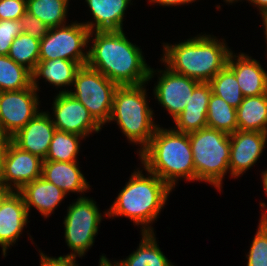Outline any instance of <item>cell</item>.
<instances>
[{
  "mask_svg": "<svg viewBox=\"0 0 267 266\" xmlns=\"http://www.w3.org/2000/svg\"><path fill=\"white\" fill-rule=\"evenodd\" d=\"M95 33V37H92ZM87 66L102 73L118 86L146 84L155 75L142 50L131 43L123 30L92 31Z\"/></svg>",
  "mask_w": 267,
  "mask_h": 266,
  "instance_id": "6da1fadb",
  "label": "cell"
},
{
  "mask_svg": "<svg viewBox=\"0 0 267 266\" xmlns=\"http://www.w3.org/2000/svg\"><path fill=\"white\" fill-rule=\"evenodd\" d=\"M158 127L139 153L145 171L157 175L172 189L180 178L196 180L189 134Z\"/></svg>",
  "mask_w": 267,
  "mask_h": 266,
  "instance_id": "7a4b0ae2",
  "label": "cell"
},
{
  "mask_svg": "<svg viewBox=\"0 0 267 266\" xmlns=\"http://www.w3.org/2000/svg\"><path fill=\"white\" fill-rule=\"evenodd\" d=\"M142 170H134L129 181L123 187L104 216L127 217L135 225H141V233H154L151 223L157 219L165 207L172 188L157 175ZM150 225V226H148Z\"/></svg>",
  "mask_w": 267,
  "mask_h": 266,
  "instance_id": "3957f363",
  "label": "cell"
},
{
  "mask_svg": "<svg viewBox=\"0 0 267 266\" xmlns=\"http://www.w3.org/2000/svg\"><path fill=\"white\" fill-rule=\"evenodd\" d=\"M223 40L204 34L175 45L166 43L160 61L175 73L199 82H209L227 65L232 51Z\"/></svg>",
  "mask_w": 267,
  "mask_h": 266,
  "instance_id": "277c9868",
  "label": "cell"
},
{
  "mask_svg": "<svg viewBox=\"0 0 267 266\" xmlns=\"http://www.w3.org/2000/svg\"><path fill=\"white\" fill-rule=\"evenodd\" d=\"M146 93L145 84L118 86L108 121H116L128 141L141 145L139 153L151 141L158 127L153 119V110L148 106Z\"/></svg>",
  "mask_w": 267,
  "mask_h": 266,
  "instance_id": "5b68a950",
  "label": "cell"
},
{
  "mask_svg": "<svg viewBox=\"0 0 267 266\" xmlns=\"http://www.w3.org/2000/svg\"><path fill=\"white\" fill-rule=\"evenodd\" d=\"M188 134L196 181H205L221 191L222 180L230 172V134L208 127Z\"/></svg>",
  "mask_w": 267,
  "mask_h": 266,
  "instance_id": "8992f818",
  "label": "cell"
},
{
  "mask_svg": "<svg viewBox=\"0 0 267 266\" xmlns=\"http://www.w3.org/2000/svg\"><path fill=\"white\" fill-rule=\"evenodd\" d=\"M73 85L74 92L66 89L59 92H69L87 108L101 126L108 123L114 92L118 85L87 65L81 66L76 72Z\"/></svg>",
  "mask_w": 267,
  "mask_h": 266,
  "instance_id": "52a82bcc",
  "label": "cell"
},
{
  "mask_svg": "<svg viewBox=\"0 0 267 266\" xmlns=\"http://www.w3.org/2000/svg\"><path fill=\"white\" fill-rule=\"evenodd\" d=\"M102 216L96 202L88 197L80 196L69 205L63 223L64 236L68 248L73 252L66 257H82L93 246Z\"/></svg>",
  "mask_w": 267,
  "mask_h": 266,
  "instance_id": "ba28073f",
  "label": "cell"
},
{
  "mask_svg": "<svg viewBox=\"0 0 267 266\" xmlns=\"http://www.w3.org/2000/svg\"><path fill=\"white\" fill-rule=\"evenodd\" d=\"M89 35V29L83 23L76 21L69 25L50 28L40 40L39 60L58 58L85 66L88 61V51L83 52V48H87L90 44Z\"/></svg>",
  "mask_w": 267,
  "mask_h": 266,
  "instance_id": "9c48e42d",
  "label": "cell"
},
{
  "mask_svg": "<svg viewBox=\"0 0 267 266\" xmlns=\"http://www.w3.org/2000/svg\"><path fill=\"white\" fill-rule=\"evenodd\" d=\"M37 89L31 84L18 91L0 92V133L12 137L40 110Z\"/></svg>",
  "mask_w": 267,
  "mask_h": 266,
  "instance_id": "30bf717a",
  "label": "cell"
},
{
  "mask_svg": "<svg viewBox=\"0 0 267 266\" xmlns=\"http://www.w3.org/2000/svg\"><path fill=\"white\" fill-rule=\"evenodd\" d=\"M52 122L57 130L87 137L91 132H100L101 125L87 108L69 92H59L53 102Z\"/></svg>",
  "mask_w": 267,
  "mask_h": 266,
  "instance_id": "8fae6325",
  "label": "cell"
},
{
  "mask_svg": "<svg viewBox=\"0 0 267 266\" xmlns=\"http://www.w3.org/2000/svg\"><path fill=\"white\" fill-rule=\"evenodd\" d=\"M42 166L41 158L9 141L3 160L2 185L7 191H20L26 184L41 177Z\"/></svg>",
  "mask_w": 267,
  "mask_h": 266,
  "instance_id": "7c38bea8",
  "label": "cell"
},
{
  "mask_svg": "<svg viewBox=\"0 0 267 266\" xmlns=\"http://www.w3.org/2000/svg\"><path fill=\"white\" fill-rule=\"evenodd\" d=\"M157 72L160 73V77H158V82L153 89L155 99L174 119L185 109L199 81L175 73L167 66L165 70H158Z\"/></svg>",
  "mask_w": 267,
  "mask_h": 266,
  "instance_id": "4fadbf2b",
  "label": "cell"
},
{
  "mask_svg": "<svg viewBox=\"0 0 267 266\" xmlns=\"http://www.w3.org/2000/svg\"><path fill=\"white\" fill-rule=\"evenodd\" d=\"M267 143V133L237 130L230 134L231 177H240L249 170L262 155Z\"/></svg>",
  "mask_w": 267,
  "mask_h": 266,
  "instance_id": "5bb4252c",
  "label": "cell"
},
{
  "mask_svg": "<svg viewBox=\"0 0 267 266\" xmlns=\"http://www.w3.org/2000/svg\"><path fill=\"white\" fill-rule=\"evenodd\" d=\"M28 211L19 191H6L0 198V246L3 257L18 240L28 221Z\"/></svg>",
  "mask_w": 267,
  "mask_h": 266,
  "instance_id": "9a60e30c",
  "label": "cell"
},
{
  "mask_svg": "<svg viewBox=\"0 0 267 266\" xmlns=\"http://www.w3.org/2000/svg\"><path fill=\"white\" fill-rule=\"evenodd\" d=\"M56 128L49 112H39L10 141L23 151L45 160Z\"/></svg>",
  "mask_w": 267,
  "mask_h": 266,
  "instance_id": "2e32d148",
  "label": "cell"
},
{
  "mask_svg": "<svg viewBox=\"0 0 267 266\" xmlns=\"http://www.w3.org/2000/svg\"><path fill=\"white\" fill-rule=\"evenodd\" d=\"M226 66L235 74L244 97L267 94V71L259 61L244 53L233 55L231 51Z\"/></svg>",
  "mask_w": 267,
  "mask_h": 266,
  "instance_id": "e0dca14e",
  "label": "cell"
},
{
  "mask_svg": "<svg viewBox=\"0 0 267 266\" xmlns=\"http://www.w3.org/2000/svg\"><path fill=\"white\" fill-rule=\"evenodd\" d=\"M212 95L209 82H199L190 96L185 109L173 121L174 130L190 133L207 127L208 104Z\"/></svg>",
  "mask_w": 267,
  "mask_h": 266,
  "instance_id": "ac0fdd59",
  "label": "cell"
},
{
  "mask_svg": "<svg viewBox=\"0 0 267 266\" xmlns=\"http://www.w3.org/2000/svg\"><path fill=\"white\" fill-rule=\"evenodd\" d=\"M41 177L53 183L63 192L84 193L90 189V185L79 169L77 161L61 162L43 160Z\"/></svg>",
  "mask_w": 267,
  "mask_h": 266,
  "instance_id": "d6986e66",
  "label": "cell"
},
{
  "mask_svg": "<svg viewBox=\"0 0 267 266\" xmlns=\"http://www.w3.org/2000/svg\"><path fill=\"white\" fill-rule=\"evenodd\" d=\"M19 192L23 196L28 214L30 207L33 206L45 218L51 215L67 195L59 187L42 177L29 182Z\"/></svg>",
  "mask_w": 267,
  "mask_h": 266,
  "instance_id": "ffe728a7",
  "label": "cell"
},
{
  "mask_svg": "<svg viewBox=\"0 0 267 266\" xmlns=\"http://www.w3.org/2000/svg\"><path fill=\"white\" fill-rule=\"evenodd\" d=\"M93 21L83 23L90 32L123 30V18L131 0H85Z\"/></svg>",
  "mask_w": 267,
  "mask_h": 266,
  "instance_id": "44dd1931",
  "label": "cell"
},
{
  "mask_svg": "<svg viewBox=\"0 0 267 266\" xmlns=\"http://www.w3.org/2000/svg\"><path fill=\"white\" fill-rule=\"evenodd\" d=\"M81 65L65 59L39 60L32 74V85L39 90L38 80L44 78L56 88L72 86L76 72ZM38 79V80H37Z\"/></svg>",
  "mask_w": 267,
  "mask_h": 266,
  "instance_id": "7402d4cb",
  "label": "cell"
},
{
  "mask_svg": "<svg viewBox=\"0 0 267 266\" xmlns=\"http://www.w3.org/2000/svg\"><path fill=\"white\" fill-rule=\"evenodd\" d=\"M236 111L238 130L267 133V94L244 97Z\"/></svg>",
  "mask_w": 267,
  "mask_h": 266,
  "instance_id": "603a6c76",
  "label": "cell"
},
{
  "mask_svg": "<svg viewBox=\"0 0 267 266\" xmlns=\"http://www.w3.org/2000/svg\"><path fill=\"white\" fill-rule=\"evenodd\" d=\"M141 235L137 250L118 262L120 266H174L157 245L154 233Z\"/></svg>",
  "mask_w": 267,
  "mask_h": 266,
  "instance_id": "cb8c5ba5",
  "label": "cell"
},
{
  "mask_svg": "<svg viewBox=\"0 0 267 266\" xmlns=\"http://www.w3.org/2000/svg\"><path fill=\"white\" fill-rule=\"evenodd\" d=\"M70 0H26L27 12L49 28L65 25Z\"/></svg>",
  "mask_w": 267,
  "mask_h": 266,
  "instance_id": "d4e9b609",
  "label": "cell"
},
{
  "mask_svg": "<svg viewBox=\"0 0 267 266\" xmlns=\"http://www.w3.org/2000/svg\"><path fill=\"white\" fill-rule=\"evenodd\" d=\"M207 127L228 134L235 133L238 130L236 108L212 93L208 104Z\"/></svg>",
  "mask_w": 267,
  "mask_h": 266,
  "instance_id": "484cf974",
  "label": "cell"
},
{
  "mask_svg": "<svg viewBox=\"0 0 267 266\" xmlns=\"http://www.w3.org/2000/svg\"><path fill=\"white\" fill-rule=\"evenodd\" d=\"M32 84V74L8 55H0V92L18 91Z\"/></svg>",
  "mask_w": 267,
  "mask_h": 266,
  "instance_id": "4316f807",
  "label": "cell"
},
{
  "mask_svg": "<svg viewBox=\"0 0 267 266\" xmlns=\"http://www.w3.org/2000/svg\"><path fill=\"white\" fill-rule=\"evenodd\" d=\"M84 137L75 134L64 132L61 130L55 131L52 141L49 145L46 161H61L73 162L77 161V155L80 149V139Z\"/></svg>",
  "mask_w": 267,
  "mask_h": 266,
  "instance_id": "83f0119b",
  "label": "cell"
},
{
  "mask_svg": "<svg viewBox=\"0 0 267 266\" xmlns=\"http://www.w3.org/2000/svg\"><path fill=\"white\" fill-rule=\"evenodd\" d=\"M40 40L21 33L11 43L8 56L17 64L24 66L31 73L39 62Z\"/></svg>",
  "mask_w": 267,
  "mask_h": 266,
  "instance_id": "f1b7e54d",
  "label": "cell"
},
{
  "mask_svg": "<svg viewBox=\"0 0 267 266\" xmlns=\"http://www.w3.org/2000/svg\"><path fill=\"white\" fill-rule=\"evenodd\" d=\"M212 93L224 99L229 105L238 108L243 101V94L235 74L225 66L210 81Z\"/></svg>",
  "mask_w": 267,
  "mask_h": 266,
  "instance_id": "f546056e",
  "label": "cell"
},
{
  "mask_svg": "<svg viewBox=\"0 0 267 266\" xmlns=\"http://www.w3.org/2000/svg\"><path fill=\"white\" fill-rule=\"evenodd\" d=\"M261 215L256 235L246 255L247 266H267V210Z\"/></svg>",
  "mask_w": 267,
  "mask_h": 266,
  "instance_id": "4dcf8cb0",
  "label": "cell"
},
{
  "mask_svg": "<svg viewBox=\"0 0 267 266\" xmlns=\"http://www.w3.org/2000/svg\"><path fill=\"white\" fill-rule=\"evenodd\" d=\"M21 33L19 20H0V55H8L11 43Z\"/></svg>",
  "mask_w": 267,
  "mask_h": 266,
  "instance_id": "1f68e13d",
  "label": "cell"
},
{
  "mask_svg": "<svg viewBox=\"0 0 267 266\" xmlns=\"http://www.w3.org/2000/svg\"><path fill=\"white\" fill-rule=\"evenodd\" d=\"M19 21L22 32L37 40H41L50 29L49 26L27 11L20 17Z\"/></svg>",
  "mask_w": 267,
  "mask_h": 266,
  "instance_id": "d6a6232c",
  "label": "cell"
},
{
  "mask_svg": "<svg viewBox=\"0 0 267 266\" xmlns=\"http://www.w3.org/2000/svg\"><path fill=\"white\" fill-rule=\"evenodd\" d=\"M26 11V0H0V20H19Z\"/></svg>",
  "mask_w": 267,
  "mask_h": 266,
  "instance_id": "836d02e7",
  "label": "cell"
},
{
  "mask_svg": "<svg viewBox=\"0 0 267 266\" xmlns=\"http://www.w3.org/2000/svg\"><path fill=\"white\" fill-rule=\"evenodd\" d=\"M40 266H78L75 258L66 257L65 255L59 257H49L40 252Z\"/></svg>",
  "mask_w": 267,
  "mask_h": 266,
  "instance_id": "e575fe53",
  "label": "cell"
},
{
  "mask_svg": "<svg viewBox=\"0 0 267 266\" xmlns=\"http://www.w3.org/2000/svg\"><path fill=\"white\" fill-rule=\"evenodd\" d=\"M10 137L0 133V185H2L3 160Z\"/></svg>",
  "mask_w": 267,
  "mask_h": 266,
  "instance_id": "d590c367",
  "label": "cell"
},
{
  "mask_svg": "<svg viewBox=\"0 0 267 266\" xmlns=\"http://www.w3.org/2000/svg\"><path fill=\"white\" fill-rule=\"evenodd\" d=\"M150 3H157L162 6H176V5H186L187 3L194 2L196 0H148Z\"/></svg>",
  "mask_w": 267,
  "mask_h": 266,
  "instance_id": "8d00e7d4",
  "label": "cell"
},
{
  "mask_svg": "<svg viewBox=\"0 0 267 266\" xmlns=\"http://www.w3.org/2000/svg\"><path fill=\"white\" fill-rule=\"evenodd\" d=\"M253 5L257 6L259 8V14H261V17L267 13V0H248Z\"/></svg>",
  "mask_w": 267,
  "mask_h": 266,
  "instance_id": "74e56055",
  "label": "cell"
},
{
  "mask_svg": "<svg viewBox=\"0 0 267 266\" xmlns=\"http://www.w3.org/2000/svg\"><path fill=\"white\" fill-rule=\"evenodd\" d=\"M114 263H111L104 255H102L99 260V266H120L118 261H115Z\"/></svg>",
  "mask_w": 267,
  "mask_h": 266,
  "instance_id": "f35d334b",
  "label": "cell"
},
{
  "mask_svg": "<svg viewBox=\"0 0 267 266\" xmlns=\"http://www.w3.org/2000/svg\"><path fill=\"white\" fill-rule=\"evenodd\" d=\"M262 183H263L264 191L267 195V170L262 172Z\"/></svg>",
  "mask_w": 267,
  "mask_h": 266,
  "instance_id": "ab89813d",
  "label": "cell"
},
{
  "mask_svg": "<svg viewBox=\"0 0 267 266\" xmlns=\"http://www.w3.org/2000/svg\"><path fill=\"white\" fill-rule=\"evenodd\" d=\"M263 19V25H264V29H265V39L267 41V13L265 15L262 16ZM267 44V42H266Z\"/></svg>",
  "mask_w": 267,
  "mask_h": 266,
  "instance_id": "60d3db41",
  "label": "cell"
},
{
  "mask_svg": "<svg viewBox=\"0 0 267 266\" xmlns=\"http://www.w3.org/2000/svg\"><path fill=\"white\" fill-rule=\"evenodd\" d=\"M7 190L4 188L3 185H0V198L4 195V193L6 192Z\"/></svg>",
  "mask_w": 267,
  "mask_h": 266,
  "instance_id": "b9f144b4",
  "label": "cell"
},
{
  "mask_svg": "<svg viewBox=\"0 0 267 266\" xmlns=\"http://www.w3.org/2000/svg\"><path fill=\"white\" fill-rule=\"evenodd\" d=\"M225 1L228 2V4H229V3H233V2H235V1L237 2V1H239V0H225Z\"/></svg>",
  "mask_w": 267,
  "mask_h": 266,
  "instance_id": "7bdbcfd3",
  "label": "cell"
}]
</instances>
